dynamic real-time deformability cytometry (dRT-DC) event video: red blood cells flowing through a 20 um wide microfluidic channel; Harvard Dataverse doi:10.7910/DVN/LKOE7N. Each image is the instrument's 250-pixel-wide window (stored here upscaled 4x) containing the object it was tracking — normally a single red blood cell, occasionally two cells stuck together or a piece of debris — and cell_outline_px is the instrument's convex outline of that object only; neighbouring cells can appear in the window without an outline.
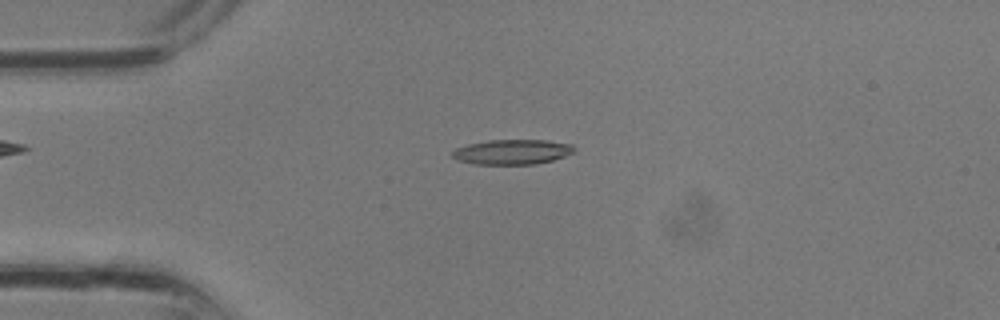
{"species": "common noctule bat (a hibernating species)", "species_latin": "Nyctalus noctula", "temperature_condition": "room temperature", "stored_images_in_passage": 2, "camera_frame_rate_fps": 3000, "um_per_image_px": 0.085, "animal": {"sex": "male", "body_mass_g": 13.3}, "frame": {"image": 1, "passage_image": 2, "time_ms": 0.333, "image_size_px": [1000, 320], "cell_outline_px": [[576, 148], [572, 152], [564, 156], [552, 160], [536, 164], [476, 164], [456, 160], [452, 156], [452, 152], [456, 148], [468, 144], [488, 140], [544, 140], [572, 144]], "centroid_in_image_um": [43.52, 12.91], "position_along_channel_um": 41.5, "area_um2": 17.63}}